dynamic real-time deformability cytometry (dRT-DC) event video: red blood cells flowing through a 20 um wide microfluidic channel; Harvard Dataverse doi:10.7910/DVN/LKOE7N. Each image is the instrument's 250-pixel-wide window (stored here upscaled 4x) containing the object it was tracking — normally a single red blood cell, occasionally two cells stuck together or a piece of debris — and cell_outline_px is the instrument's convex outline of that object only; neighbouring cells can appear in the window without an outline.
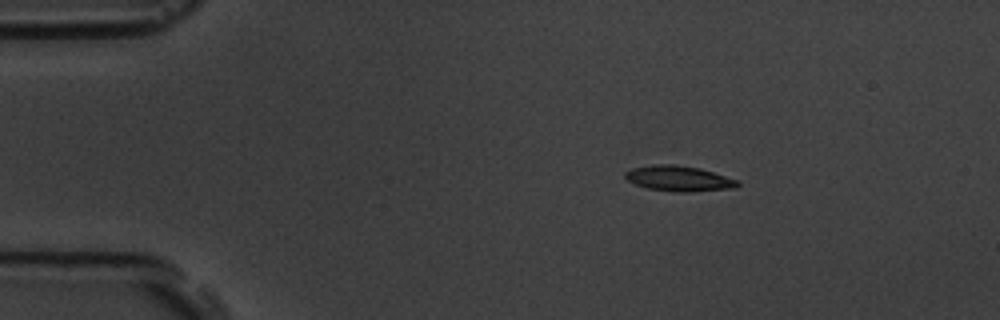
{"species": "common noctule bat (a hibernating species)", "species_latin": "Nyctalus noctula", "temperature_condition": "room temperature", "stored_images_in_passage": 4, "camera_frame_rate_fps": 3000, "um_per_image_px": 0.085, "animal": {"sex": "male", "body_mass_g": 19.5, "forearm_length_mm": 54.6}, "frame": {"image": 1, "passage_image": 2, "time_ms": 1.333, "image_size_px": [1000, 320], "cell_outline_px": [[740, 184], [736, 188], [684, 192], [676, 192], [648, 188], [636, 184], [628, 180], [624, 176], [624, 172], [632, 168], [652, 164], [672, 164], [700, 168], [740, 180]], "centroid_in_image_um": [57.73, 15.16], "position_along_channel_um": 27.3, "area_um2": 16.7}}